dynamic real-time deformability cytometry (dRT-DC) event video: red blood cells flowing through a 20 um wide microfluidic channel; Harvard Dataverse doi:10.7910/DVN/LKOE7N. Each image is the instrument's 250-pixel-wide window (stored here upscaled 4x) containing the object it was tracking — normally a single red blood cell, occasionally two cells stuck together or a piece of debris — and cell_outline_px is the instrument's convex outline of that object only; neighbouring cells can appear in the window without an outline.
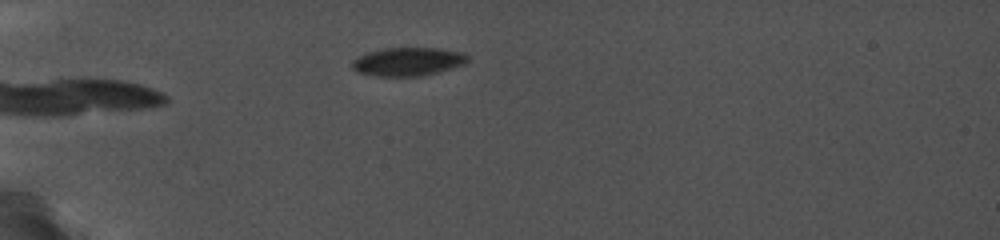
{"species": "common noctule bat (a hibernating species)", "species_latin": "Nyctalus noctula", "temperature_condition": "cold", "stored_images_in_passage": 38, "camera_frame_rate_fps": 5000, "um_per_image_px": 0.085, "animal": {"sex": "female", "body_mass_g": 19.0, "forearm_length_mm": 56.7}, "frame": {"image": 1, "passage_image": 15, "time_ms": 6.2, "image_size_px": [1000, 240], "cell_outline_px": [[468, 60], [464, 64], [436, 72], [420, 76], [380, 76], [356, 72], [352, 68], [352, 60], [368, 52], [380, 48], [440, 48], [464, 52], [468, 56]], "centroid_in_image_um": [34.66, 5.22], "position_along_channel_um": 50.3, "area_um2": 19.07}}
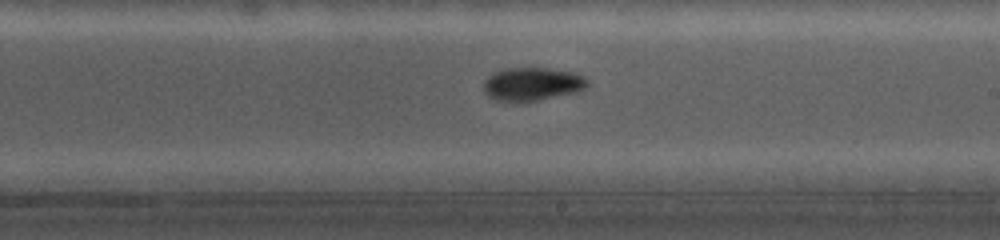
{"frame": {"image": 2, "passage_image": 27, "time_ms": 12.2, "image_size_px": [1000, 240], "cell_outline_px": [[588, 84], [584, 88], [572, 92], [536, 100], [500, 100], [492, 96], [488, 92], [484, 84], [496, 72], [504, 68], [548, 68], [568, 72], [580, 76]], "centroid_in_image_um": [45.25, 7.11], "position_along_channel_um": 243.7, "area_um2": 18.61}}
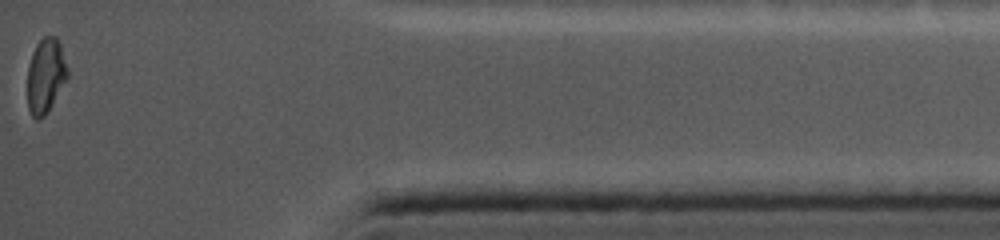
{"frame": {"image": 3, "passage_image": 38, "time_ms": 17.8, "image_size_px": [1000, 240], "cell_outline_px": [[68, 72], [44, 116], [40, 120], [36, 120], [32, 116], [28, 108], [28, 68], [32, 52], [36, 44], [44, 36], [52, 36], [60, 44]], "centroid_in_image_um": [3.83, 6.42], "position_along_channel_um": 431.4, "area_um2": 16.65}, "authors_computed_cell_mechanics": {"area_um2": 18.7272, "velocity_mm_per_s": 3.7606, "shape_relaxation_time_tau1_ms": 3.986, "shape_relaxation_time_tau2_ms": 3.6904, "deformation_change_tau1": 0.0914, "deformation_change_tau2": 0.0553}}